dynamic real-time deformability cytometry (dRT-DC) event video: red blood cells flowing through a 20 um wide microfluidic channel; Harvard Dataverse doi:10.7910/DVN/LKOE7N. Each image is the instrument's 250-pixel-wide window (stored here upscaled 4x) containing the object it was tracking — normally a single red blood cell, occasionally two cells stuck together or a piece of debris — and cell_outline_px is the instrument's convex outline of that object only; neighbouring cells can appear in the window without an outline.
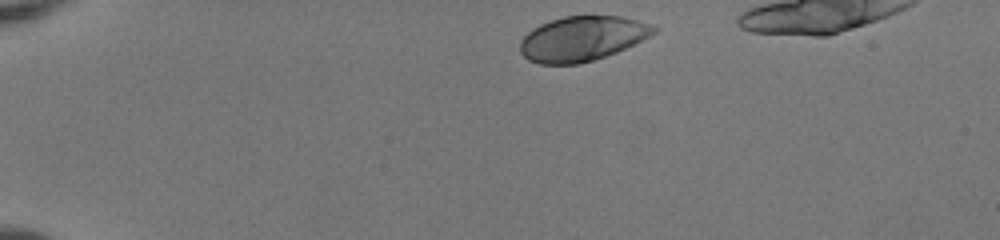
{"species": "human", "species_latin": "Homo sapiens", "temperature_condition": "room temperature", "stored_images_in_passage": 39, "camera_frame_rate_fps": 3000, "um_per_image_px": 0.085, "donor": {"sex": "female"}, "frame": {"image": 1, "passage_image": 1, "time_ms": 0.0, "image_size_px": [1000, 240], "cell_outline_px": [[660, 28], [656, 32], [616, 52], [580, 64], [540, 64], [528, 60], [520, 52], [520, 40], [532, 28], [540, 24], [564, 16], [620, 16], [636, 20]], "centroid_in_image_um": [49.43, 3.28], "position_along_channel_um": 35.6, "area_um2": 34.56}}
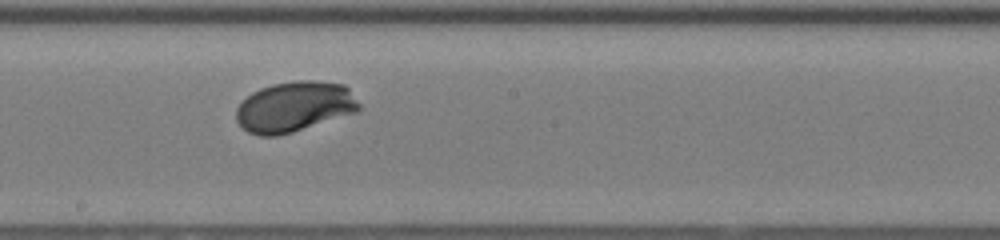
{"frame": {"image": 2, "passage_image": 21, "time_ms": 6.667, "image_size_px": [1000, 240], "cell_outline_px": [[360, 108], [356, 112], [292, 132], [276, 136], [260, 136], [248, 132], [236, 120], [236, 108], [252, 92], [260, 88], [272, 84], [296, 80], [312, 80], [344, 84], [348, 88], [360, 104]], "centroid_in_image_um": [25.02, 9.06], "position_along_channel_um": 223.2, "area_um2": 35.89}}
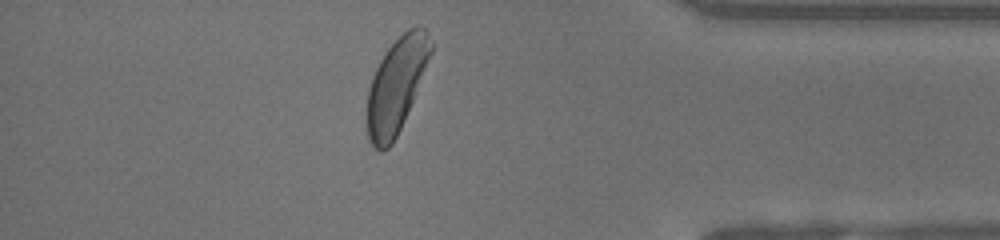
{"frame": {"image": 3, "passage_image": 36, "time_ms": 11.667, "image_size_px": [1000, 240], "cell_outline_px": [[432, 52], [412, 100], [400, 128], [392, 144], [384, 152], [380, 152], [368, 140], [368, 88], [372, 76], [380, 60], [388, 48], [408, 28], [424, 28], [428, 32], [432, 44]], "centroid_in_image_um": [33.68, 7.26], "position_along_channel_um": 401.5, "area_um2": 34.22}}